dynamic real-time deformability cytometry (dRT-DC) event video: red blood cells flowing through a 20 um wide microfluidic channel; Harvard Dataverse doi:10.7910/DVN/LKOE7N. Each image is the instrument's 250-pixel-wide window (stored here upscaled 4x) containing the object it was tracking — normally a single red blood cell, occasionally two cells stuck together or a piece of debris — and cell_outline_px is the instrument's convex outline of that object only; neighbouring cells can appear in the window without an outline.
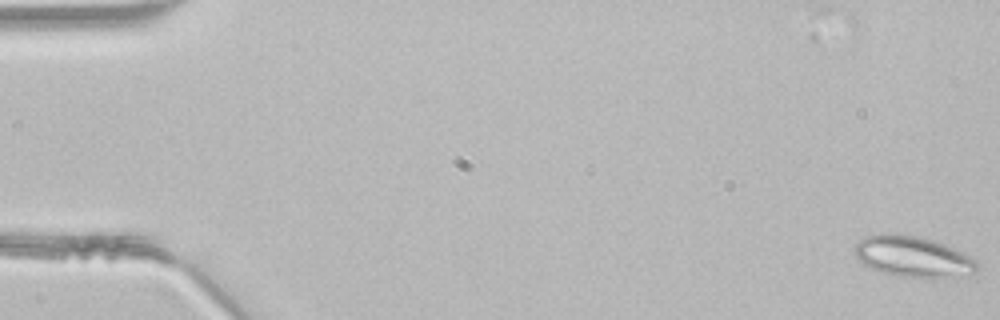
{"species": "common noctule bat (a hibernating species)", "species_latin": "Nyctalus noctula", "temperature_condition": "room temperature", "stored_images_in_passage": 48, "camera_frame_rate_fps": 3000, "um_per_image_px": 0.085, "animal": {"sex": "male", "body_mass_g": 21.5, "forearm_length_mm": 52.0}, "frame": {"image": 1, "passage_image": 1, "time_ms": 0.0, "image_size_px": [1000, 320], "cell_outline_px": [[980, 264], [972, 272], [940, 280], [928, 280], [896, 276], [868, 268], [856, 260], [852, 252], [852, 248], [864, 236], [880, 232], [900, 232], [920, 236], [944, 244], [964, 252], [976, 260]], "centroid_in_image_um": [77.52, 21.81], "position_along_channel_um": 7.5, "area_um2": 30.58}}
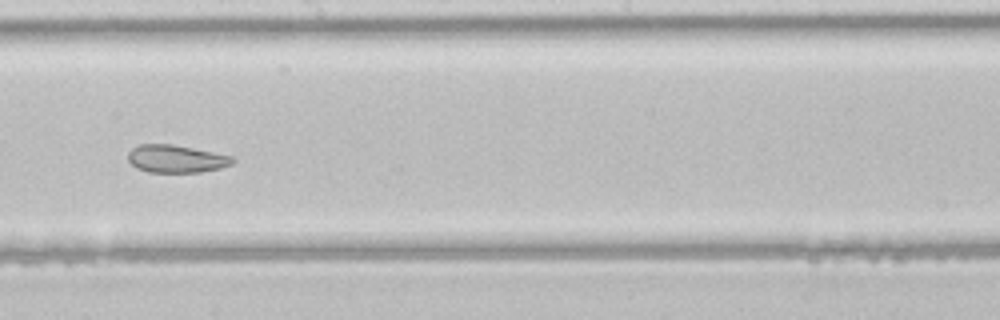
{"frame": {"image": 2, "passage_image": 27, "time_ms": 8.667, "image_size_px": [1000, 320], "cell_outline_px": [[236, 160], [232, 164], [220, 168], [200, 172], [148, 172], [136, 168], [128, 160], [128, 152], [132, 148], [140, 144], [172, 144], [232, 156]], "centroid_in_image_um": [14.96, 13.5], "position_along_channel_um": 233.2, "area_um2": 16.82}}
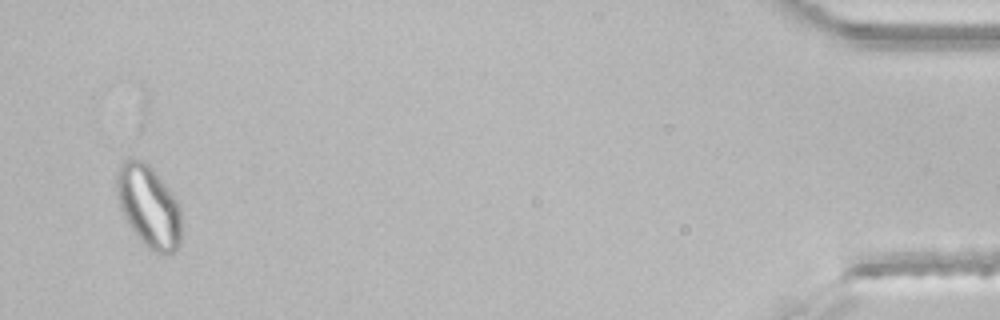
{"frame": {"image": 3, "passage_image": 46, "time_ms": 15.0, "image_size_px": [1000, 320], "cell_outline_px": [[180, 244], [176, 252], [152, 252], [140, 240], [128, 224], [120, 208], [116, 192], [116, 172], [120, 164], [124, 160], [136, 156], [144, 160], [152, 168], [172, 192], [180, 204]], "centroid_in_image_um": [12.62, 17.49], "position_along_channel_um": 422.6, "area_um2": 31.27}}